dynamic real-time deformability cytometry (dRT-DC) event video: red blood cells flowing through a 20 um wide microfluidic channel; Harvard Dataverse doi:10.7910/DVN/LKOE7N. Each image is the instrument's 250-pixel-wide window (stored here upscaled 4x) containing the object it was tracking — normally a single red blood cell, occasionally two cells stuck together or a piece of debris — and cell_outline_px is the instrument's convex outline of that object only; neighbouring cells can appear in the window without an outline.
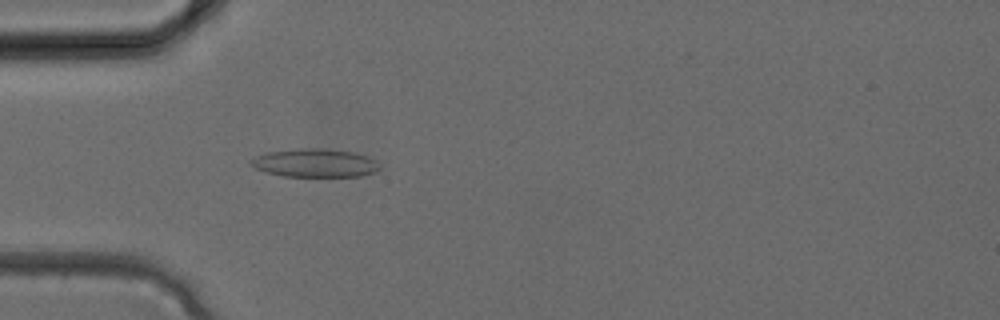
{"species": "common noctule bat (a hibernating species)", "species_latin": "Nyctalus noctula", "temperature_condition": "cold", "stored_images_in_passage": 32, "camera_frame_rate_fps": 3000, "um_per_image_px": 0.085, "animal": {"sex": "female", "body_mass_g": 24.6, "forearm_length_mm": 56.2}, "frame": {"image": 1, "passage_image": 8, "time_ms": 2.333, "image_size_px": [1000, 320], "cell_outline_px": [[380, 168], [376, 172], [360, 176], [284, 176], [264, 172], [248, 164], [248, 160], [256, 156], [268, 152], [296, 148], [324, 148], [356, 152], [368, 156]], "centroid_in_image_um": [26.72, 13.84], "position_along_channel_um": 58.3, "area_um2": 21.39}}
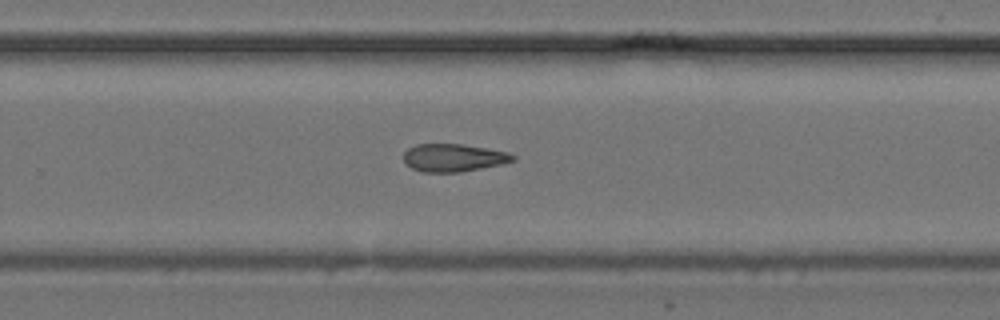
{"frame": {"image": 2, "passage_image": 20, "time_ms": 6.333, "image_size_px": [1000, 320], "cell_outline_px": [[516, 160], [500, 164], [460, 172], [420, 172], [404, 164], [404, 152], [408, 148], [416, 144], [460, 144], [488, 148], [508, 152], [516, 156]], "centroid_in_image_um": [38.52, 13.4], "position_along_channel_um": 291.3, "area_um2": 17.74}}
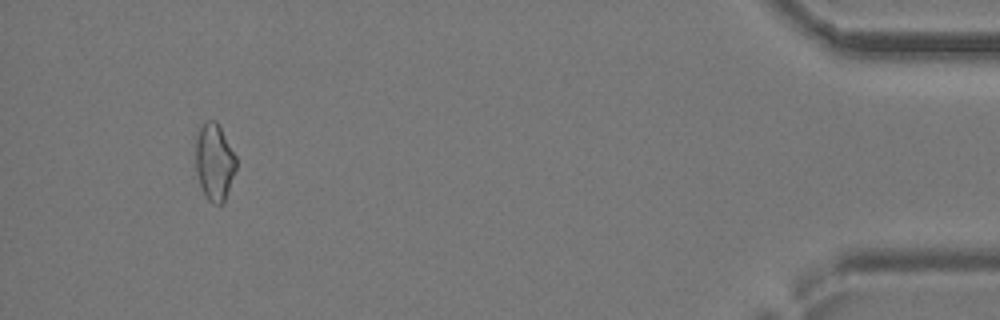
{"frame": {"image": 3, "passage_image": 30, "time_ms": 9.667, "image_size_px": [1000, 320], "cell_outline_px": [[236, 168], [224, 204], [212, 204], [208, 200], [200, 184], [196, 172], [196, 136], [200, 128], [208, 120], [216, 120], [236, 156]], "centroid_in_image_um": [18.23, 13.79], "position_along_channel_um": 417.0, "area_um2": 18.03}}